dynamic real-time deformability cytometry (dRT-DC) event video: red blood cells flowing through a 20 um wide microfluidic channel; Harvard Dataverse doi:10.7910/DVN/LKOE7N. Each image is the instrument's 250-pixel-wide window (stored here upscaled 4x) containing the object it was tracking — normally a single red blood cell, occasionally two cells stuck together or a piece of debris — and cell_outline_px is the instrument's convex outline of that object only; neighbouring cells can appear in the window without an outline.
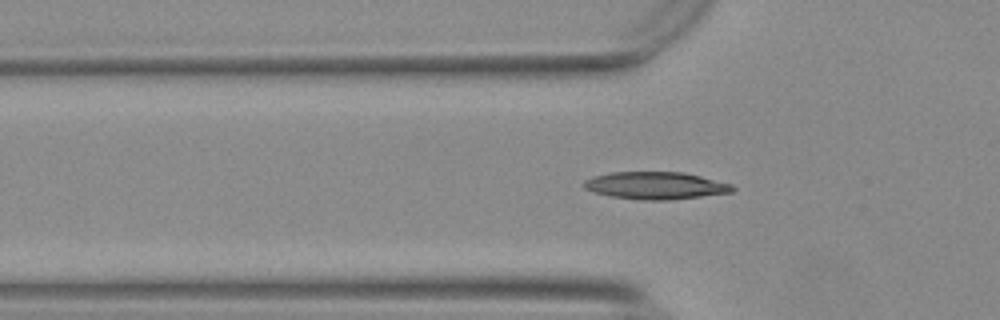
{"species": "Egyptian fruit bat (a non-hibernating species)", "species_latin": "Rousettus aegyptiacus", "temperature_condition": "warm", "stored_images_in_passage": 34, "camera_frame_rate_fps": 3000, "um_per_image_px": 0.085, "animal": {"sex": "female"}, "frame": {"image": 1, "passage_image": 7, "time_ms": 2.0, "image_size_px": [1000, 320], "cell_outline_px": [[736, 188], [732, 192], [668, 200], [640, 200], [608, 196], [584, 188], [580, 184], [584, 180], [592, 176], [608, 172], [684, 172], [732, 184]], "centroid_in_image_um": [55.67, 15.76], "position_along_channel_um": 70.1, "area_um2": 23.81}}
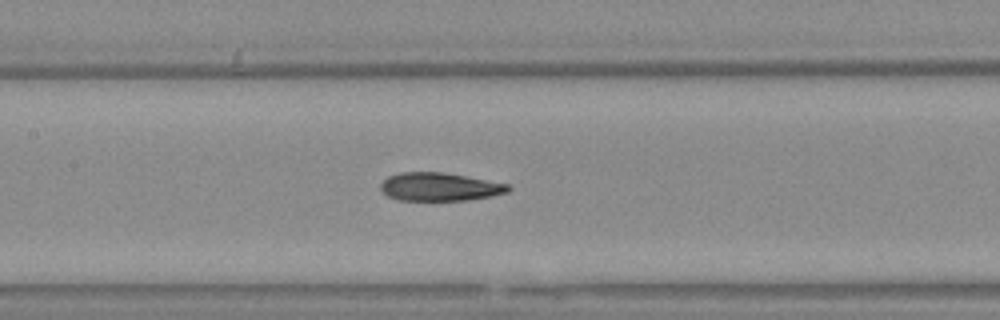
{"frame": {"image": 2, "passage_image": 15, "time_ms": 4.667, "image_size_px": [1000, 320], "cell_outline_px": [[512, 188], [508, 192], [492, 196], [468, 200], [400, 200], [388, 196], [380, 188], [380, 184], [388, 176], [400, 172], [444, 172], [508, 184]], "centroid_in_image_um": [37.37, 15.88], "position_along_channel_um": 170.0, "area_um2": 20.92}}
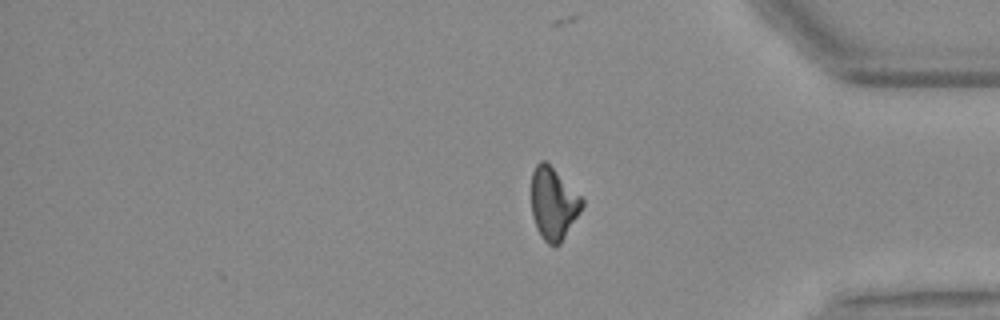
{"frame": {"image": 3, "passage_image": 34, "time_ms": 11.0, "image_size_px": [1000, 320], "cell_outline_px": [[584, 204], [580, 212], [560, 244], [556, 248], [548, 244], [544, 240], [532, 216], [532, 172], [536, 164], [540, 160], [544, 160], [584, 200]], "centroid_in_image_um": [47.04, 17.33], "position_along_channel_um": 388.2, "area_um2": 20.87}, "authors_computed_cell_mechanics": {"area_um2": 21.9351, "velocity_mm_per_s": 3.7281, "shape_relaxation_time_tau1_ms": 4.6656, "shape_relaxation_time_tau2_ms": 1.8874, "deformation_change_tau1": 0.1864, "deformation_change_tau2": 0.1023}}